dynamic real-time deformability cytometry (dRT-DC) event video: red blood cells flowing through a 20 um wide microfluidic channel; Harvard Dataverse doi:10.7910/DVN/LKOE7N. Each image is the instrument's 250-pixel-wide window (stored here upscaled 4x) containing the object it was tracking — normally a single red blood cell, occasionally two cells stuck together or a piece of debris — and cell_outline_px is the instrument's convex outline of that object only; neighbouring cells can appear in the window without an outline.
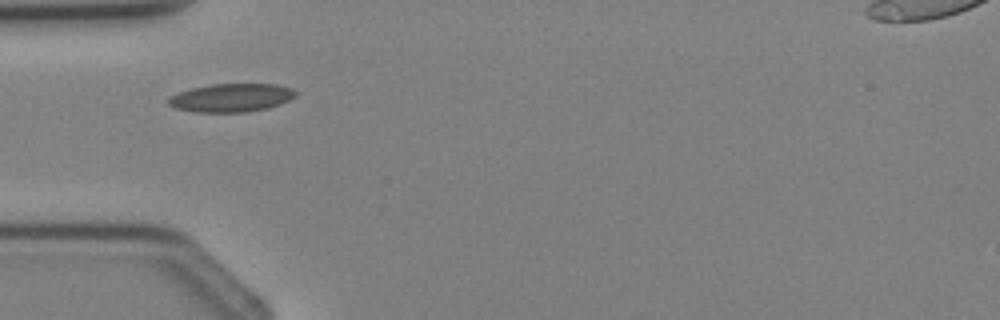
{"species": "Egyptian fruit bat (a non-hibernating species)", "species_latin": "Rousettus aegyptiacus", "temperature_condition": "cold", "stored_images_in_passage": 2, "camera_frame_rate_fps": 3000, "um_per_image_px": 0.085, "animal": {"sex": "female"}, "frame": {"image": 1, "passage_image": 1, "time_ms": 0.0, "image_size_px": [1000, 320], "cell_outline_px": [[300, 92], [296, 96], [280, 104], [268, 108], [244, 112], [192, 112], [176, 108], [168, 104], [168, 96], [192, 88], [212, 84], [276, 84], [292, 88]], "centroid_in_image_um": [19.68, 8.3], "position_along_channel_um": 65.3, "area_um2": 21.1}}
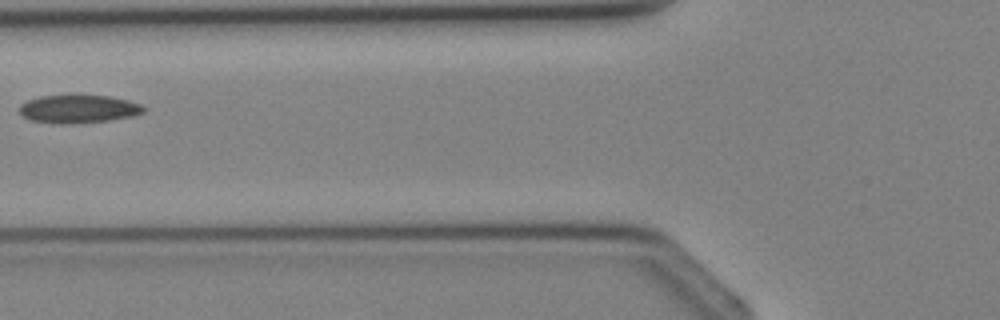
{"frame": {"image": 2, "passage_image": 2, "time_ms": 1.0, "image_size_px": [1000, 320], "cell_outline_px": [[144, 112], [132, 116], [108, 120], [60, 124], [32, 120], [24, 116], [20, 112], [20, 104], [28, 100], [40, 96], [72, 92], [108, 96], [128, 100], [140, 104], [144, 108]], "centroid_in_image_um": [6.64, 9.2], "position_along_channel_um": 119.2, "area_um2": 20.81}}